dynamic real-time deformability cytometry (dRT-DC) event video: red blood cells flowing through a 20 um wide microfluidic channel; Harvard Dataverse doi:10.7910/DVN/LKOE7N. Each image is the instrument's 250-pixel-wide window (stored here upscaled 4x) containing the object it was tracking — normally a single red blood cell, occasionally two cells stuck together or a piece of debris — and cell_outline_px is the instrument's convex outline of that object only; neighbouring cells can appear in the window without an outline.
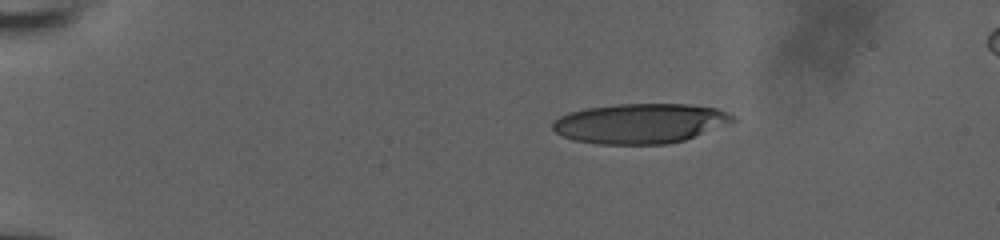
{"species": "human", "species_latin": "Homo sapiens", "temperature_condition": "room temperature", "stored_images_in_passage": 21, "camera_frame_rate_fps": 3000, "um_per_image_px": 0.085, "donor": {"sex": "male"}, "frame": {"image": 1, "passage_image": 7, "time_ms": 2.0, "image_size_px": [1000, 240], "cell_outline_px": [[736, 120], [684, 140], [664, 144], [596, 144], [572, 140], [560, 136], [552, 128], [552, 120], [568, 112], [584, 108], [620, 104], [688, 104], [716, 108], [728, 112], [736, 116]], "centroid_in_image_um": [54.35, 10.49], "position_along_channel_um": 30.6, "area_um2": 41.96}}
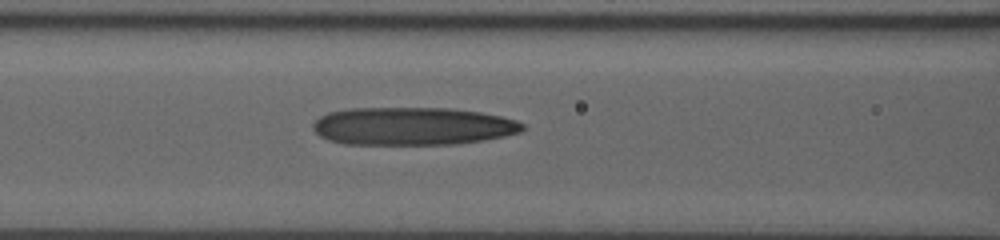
{"frame": {"image": 2, "passage_image": 14, "time_ms": 4.333, "image_size_px": [1000, 240], "cell_outline_px": [[524, 128], [520, 132], [504, 136], [484, 140], [452, 144], [344, 144], [328, 140], [320, 136], [312, 128], [312, 124], [320, 116], [328, 112], [348, 108], [448, 108], [480, 112], [500, 116], [516, 120], [524, 124]], "centroid_in_image_um": [35.04, 10.72], "position_along_channel_um": 131.6, "area_um2": 46.36}}
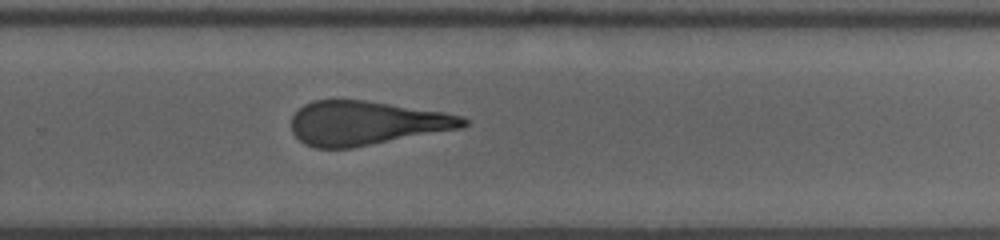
{"frame": {"image": 3, "passage_image": 21, "time_ms": 6.667, "image_size_px": [1000, 240], "cell_outline_px": [[468, 124], [460, 128], [352, 148], [316, 148], [304, 144], [292, 132], [292, 116], [304, 104], [312, 100], [364, 100], [444, 112], [460, 116], [468, 120]], "centroid_in_image_um": [31.1, 10.46], "position_along_channel_um": 298.7, "area_um2": 43.81}}